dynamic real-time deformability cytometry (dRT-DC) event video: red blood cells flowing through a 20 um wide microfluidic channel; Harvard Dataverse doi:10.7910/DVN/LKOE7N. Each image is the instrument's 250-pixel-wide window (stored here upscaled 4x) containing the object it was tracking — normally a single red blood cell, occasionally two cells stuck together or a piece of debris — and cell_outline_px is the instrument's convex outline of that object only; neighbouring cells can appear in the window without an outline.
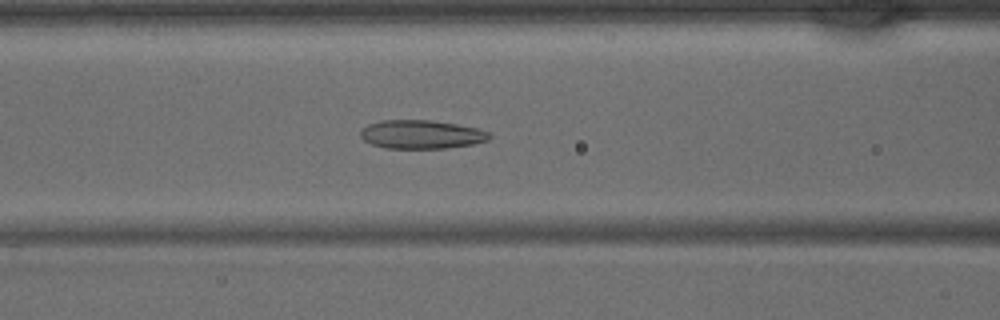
{"species": "common noctule bat (a hibernating species)", "species_latin": "Nyctalus noctula", "temperature_condition": "warm", "stored_images_in_passage": 33, "camera_frame_rate_fps": 3000, "um_per_image_px": 0.085, "animal": {"sex": "male", "body_mass_g": 15.6}, "frame": {"image": 1, "passage_image": 8, "time_ms": 2.333, "image_size_px": [1000, 320], "cell_outline_px": [[492, 136], [488, 140], [472, 144], [448, 148], [388, 148], [372, 144], [364, 140], [360, 136], [360, 132], [368, 124], [380, 120], [432, 120], [456, 124], [476, 128], [488, 132]], "centroid_in_image_um": [35.81, 11.42], "position_along_channel_um": 130.8, "area_um2": 21.39}}
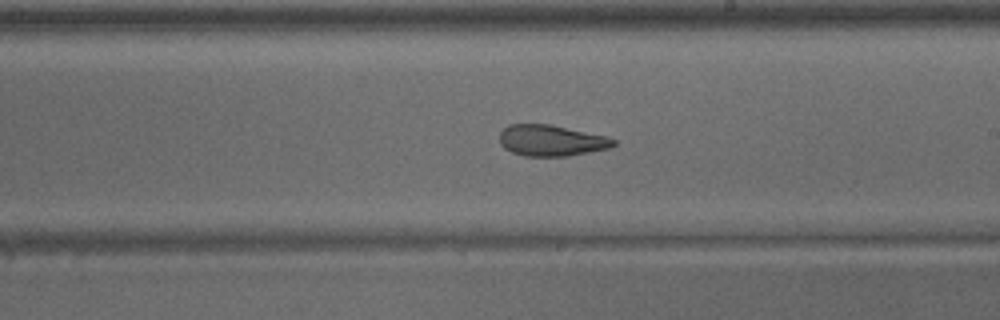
{"frame": {"image": 2, "passage_image": 15, "time_ms": 4.667, "image_size_px": [1000, 320], "cell_outline_px": [[616, 144], [612, 148], [568, 156], [524, 156], [512, 152], [504, 148], [500, 144], [500, 132], [508, 124], [552, 124], [608, 136], [616, 140]], "centroid_in_image_um": [46.89, 11.94], "position_along_channel_um": 242.1, "area_um2": 20.98}}
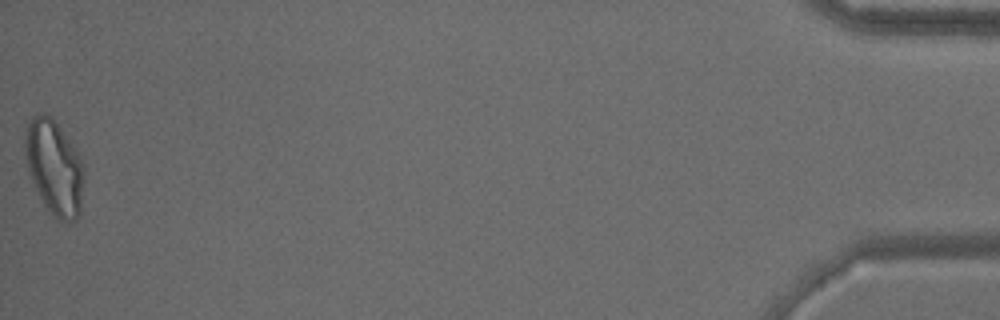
{"frame": {"image": 3, "passage_image": 33, "time_ms": 10.667, "image_size_px": [1000, 320], "cell_outline_px": [[84, 180], [80, 212], [72, 220], [60, 220], [52, 216], [44, 204], [28, 172], [24, 152], [24, 128], [32, 116], [36, 112], [44, 112], [52, 116], [72, 144], [80, 156], [84, 172]], "centroid_in_image_um": [4.58, 14.15], "position_along_channel_um": 430.6, "area_um2": 32.77}}